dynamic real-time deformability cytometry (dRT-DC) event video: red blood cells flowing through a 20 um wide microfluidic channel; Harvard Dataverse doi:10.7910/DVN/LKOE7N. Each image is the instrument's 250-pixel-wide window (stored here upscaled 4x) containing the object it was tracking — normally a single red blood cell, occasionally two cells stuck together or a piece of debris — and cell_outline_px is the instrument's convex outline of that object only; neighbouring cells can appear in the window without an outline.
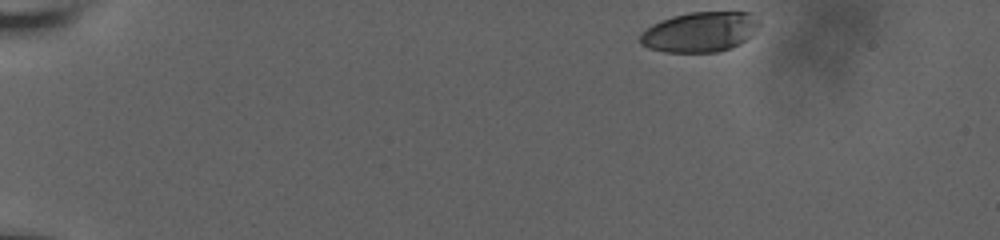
{"species": "human", "species_latin": "Homo sapiens", "temperature_condition": "room temperature", "stored_images_in_passage": 6, "camera_frame_rate_fps": 3000, "um_per_image_px": 0.085, "donor": {"sex": "male"}, "frame": {"image": 1, "passage_image": 1, "time_ms": 0.0, "image_size_px": [1000, 240], "cell_outline_px": [[760, 24], [740, 44], [732, 48], [716, 52], [664, 52], [648, 48], [640, 44], [640, 32], [652, 24], [660, 20], [672, 16], [688, 12], [752, 12]], "centroid_in_image_um": [59.44, 2.71], "position_along_channel_um": 25.6, "area_um2": 27.86}}
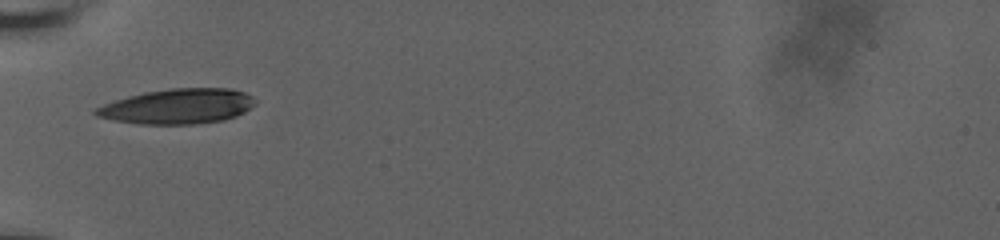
{"frame": {"image": 2, "passage_image": 5, "time_ms": 4.333, "image_size_px": [1000, 240], "cell_outline_px": [[256, 104], [244, 112], [236, 116], [224, 120], [192, 124], [140, 124], [112, 120], [96, 116], [92, 112], [96, 108], [104, 104], [128, 96], [144, 92], [172, 88], [232, 88], [244, 92], [252, 96], [256, 100]], "centroid_in_image_um": [15.12, 9.04], "position_along_channel_um": 69.9, "area_um2": 32.66}}
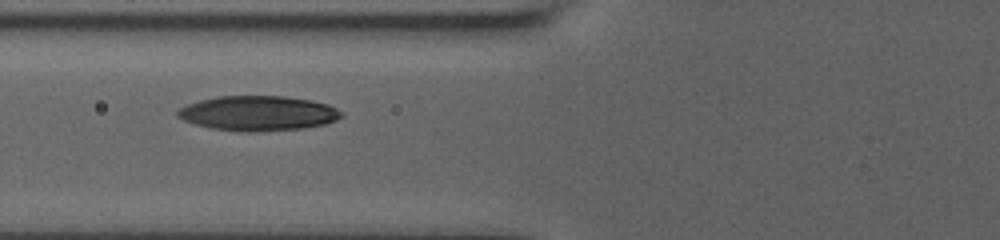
{"frame": {"image": 3, "passage_image": 6, "time_ms": 5.333, "image_size_px": [1000, 240], "cell_outline_px": [[344, 116], [336, 120], [324, 124], [304, 128], [256, 132], [248, 132], [212, 128], [196, 124], [184, 120], [176, 116], [176, 112], [180, 108], [188, 104], [200, 100], [220, 96], [284, 96], [312, 100], [328, 104], [344, 112]], "centroid_in_image_um": [21.98, 9.62], "position_along_channel_um": 103.8, "area_um2": 33.29}}